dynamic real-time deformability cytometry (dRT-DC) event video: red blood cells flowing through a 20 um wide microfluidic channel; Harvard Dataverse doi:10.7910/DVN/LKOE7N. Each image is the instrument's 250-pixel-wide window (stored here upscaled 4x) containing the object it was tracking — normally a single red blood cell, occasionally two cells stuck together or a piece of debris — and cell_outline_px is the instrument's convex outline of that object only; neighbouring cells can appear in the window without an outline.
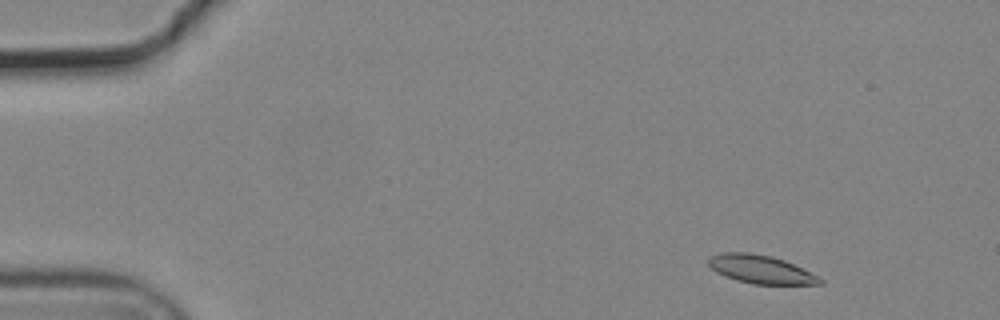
{"species": "common noctule bat (a hibernating species)", "species_latin": "Nyctalus noctula", "temperature_condition": "cold", "stored_images_in_passage": 51, "camera_frame_rate_fps": 3000, "um_per_image_px": 0.085, "animal": {"sex": "male", "body_mass_g": 19.2, "forearm_length_mm": 51.8}, "frame": {"image": 1, "passage_image": 2, "time_ms": 0.333, "image_size_px": [1000, 320], "cell_outline_px": [[824, 284], [752, 284], [736, 280], [724, 276], [716, 272], [708, 264], [708, 256], [720, 252], [748, 252], [772, 256], [784, 260], [824, 280]], "centroid_in_image_um": [64.59, 22.88], "position_along_channel_um": 20.4, "area_um2": 18.32}}
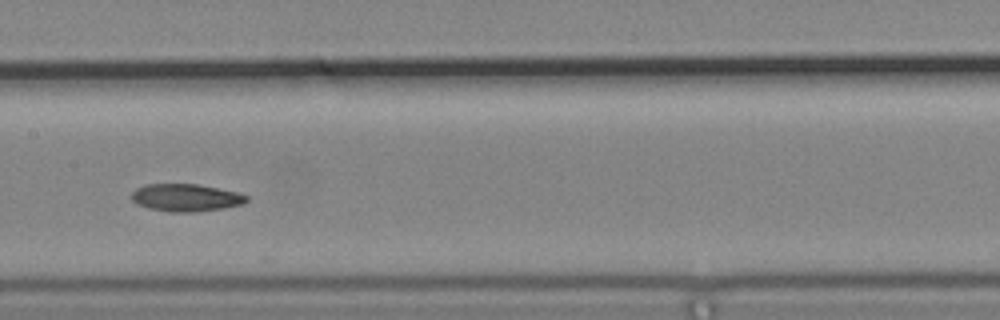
{"frame": {"image": 2, "passage_image": 24, "time_ms": 7.667, "image_size_px": [1000, 320], "cell_outline_px": [[248, 200], [244, 204], [224, 208], [196, 212], [172, 212], [148, 208], [136, 204], [132, 200], [132, 192], [136, 188], [144, 184], [196, 184], [236, 192], [248, 196]], "centroid_in_image_um": [15.78, 16.8], "position_along_channel_um": 191.6, "area_um2": 18.44}}
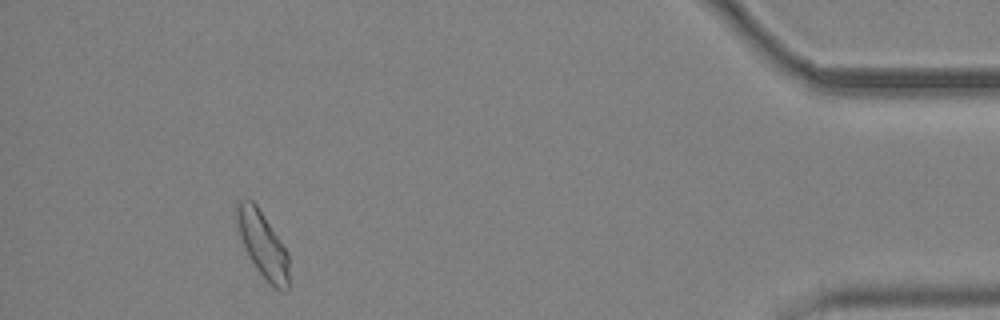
{"frame": {"image": 3, "passage_image": 47, "time_ms": 15.333, "image_size_px": [1000, 320], "cell_outline_px": [[288, 292], [280, 292], [256, 268], [240, 236], [236, 220], [236, 200], [252, 200], [256, 204], [288, 252]], "centroid_in_image_um": [22.34, 20.77], "position_along_channel_um": 412.9, "area_um2": 19.48}}